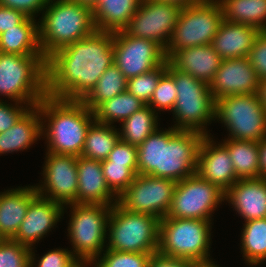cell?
Returning <instances> with one entry per match:
<instances>
[{
    "mask_svg": "<svg viewBox=\"0 0 266 267\" xmlns=\"http://www.w3.org/2000/svg\"><path fill=\"white\" fill-rule=\"evenodd\" d=\"M158 128L137 147L138 174L179 182L196 173L204 135L197 131Z\"/></svg>",
    "mask_w": 266,
    "mask_h": 267,
    "instance_id": "cell-2",
    "label": "cell"
},
{
    "mask_svg": "<svg viewBox=\"0 0 266 267\" xmlns=\"http://www.w3.org/2000/svg\"><path fill=\"white\" fill-rule=\"evenodd\" d=\"M225 201L245 222L266 218V179H239L225 193Z\"/></svg>",
    "mask_w": 266,
    "mask_h": 267,
    "instance_id": "cell-21",
    "label": "cell"
},
{
    "mask_svg": "<svg viewBox=\"0 0 266 267\" xmlns=\"http://www.w3.org/2000/svg\"><path fill=\"white\" fill-rule=\"evenodd\" d=\"M259 80L266 79V31H260L248 55Z\"/></svg>",
    "mask_w": 266,
    "mask_h": 267,
    "instance_id": "cell-43",
    "label": "cell"
},
{
    "mask_svg": "<svg viewBox=\"0 0 266 267\" xmlns=\"http://www.w3.org/2000/svg\"><path fill=\"white\" fill-rule=\"evenodd\" d=\"M107 186L118 197L138 174V167H125V164H102Z\"/></svg>",
    "mask_w": 266,
    "mask_h": 267,
    "instance_id": "cell-38",
    "label": "cell"
},
{
    "mask_svg": "<svg viewBox=\"0 0 266 267\" xmlns=\"http://www.w3.org/2000/svg\"><path fill=\"white\" fill-rule=\"evenodd\" d=\"M168 63L176 70L210 84L221 64V57L212 45H200L175 52Z\"/></svg>",
    "mask_w": 266,
    "mask_h": 267,
    "instance_id": "cell-22",
    "label": "cell"
},
{
    "mask_svg": "<svg viewBox=\"0 0 266 267\" xmlns=\"http://www.w3.org/2000/svg\"><path fill=\"white\" fill-rule=\"evenodd\" d=\"M137 159V147L119 140L108 158L102 160L101 164H125V167H137Z\"/></svg>",
    "mask_w": 266,
    "mask_h": 267,
    "instance_id": "cell-41",
    "label": "cell"
},
{
    "mask_svg": "<svg viewBox=\"0 0 266 267\" xmlns=\"http://www.w3.org/2000/svg\"><path fill=\"white\" fill-rule=\"evenodd\" d=\"M64 206L39 194L29 203L26 215L12 240L30 249L38 243L64 215Z\"/></svg>",
    "mask_w": 266,
    "mask_h": 267,
    "instance_id": "cell-18",
    "label": "cell"
},
{
    "mask_svg": "<svg viewBox=\"0 0 266 267\" xmlns=\"http://www.w3.org/2000/svg\"><path fill=\"white\" fill-rule=\"evenodd\" d=\"M42 171L43 181L34 185L36 192L63 206L77 204V156L46 152ZM41 184V185H40Z\"/></svg>",
    "mask_w": 266,
    "mask_h": 267,
    "instance_id": "cell-16",
    "label": "cell"
},
{
    "mask_svg": "<svg viewBox=\"0 0 266 267\" xmlns=\"http://www.w3.org/2000/svg\"><path fill=\"white\" fill-rule=\"evenodd\" d=\"M93 266L94 261L89 260V259H78L76 258L73 260L67 267H88V266Z\"/></svg>",
    "mask_w": 266,
    "mask_h": 267,
    "instance_id": "cell-51",
    "label": "cell"
},
{
    "mask_svg": "<svg viewBox=\"0 0 266 267\" xmlns=\"http://www.w3.org/2000/svg\"><path fill=\"white\" fill-rule=\"evenodd\" d=\"M240 238L242 256L249 266L266 261V218L246 221Z\"/></svg>",
    "mask_w": 266,
    "mask_h": 267,
    "instance_id": "cell-32",
    "label": "cell"
},
{
    "mask_svg": "<svg viewBox=\"0 0 266 267\" xmlns=\"http://www.w3.org/2000/svg\"><path fill=\"white\" fill-rule=\"evenodd\" d=\"M46 95L44 55L0 52V96L35 107Z\"/></svg>",
    "mask_w": 266,
    "mask_h": 267,
    "instance_id": "cell-5",
    "label": "cell"
},
{
    "mask_svg": "<svg viewBox=\"0 0 266 267\" xmlns=\"http://www.w3.org/2000/svg\"><path fill=\"white\" fill-rule=\"evenodd\" d=\"M177 87L174 79L165 72L159 79L157 87L147 104L157 114L161 111H172L177 97ZM161 110V111H160ZM159 111V112H158Z\"/></svg>",
    "mask_w": 266,
    "mask_h": 267,
    "instance_id": "cell-37",
    "label": "cell"
},
{
    "mask_svg": "<svg viewBox=\"0 0 266 267\" xmlns=\"http://www.w3.org/2000/svg\"><path fill=\"white\" fill-rule=\"evenodd\" d=\"M259 146V177L266 179V137L258 142Z\"/></svg>",
    "mask_w": 266,
    "mask_h": 267,
    "instance_id": "cell-47",
    "label": "cell"
},
{
    "mask_svg": "<svg viewBox=\"0 0 266 267\" xmlns=\"http://www.w3.org/2000/svg\"><path fill=\"white\" fill-rule=\"evenodd\" d=\"M68 237L72 254L78 259L95 261L107 244V224L112 209L110 205L69 204Z\"/></svg>",
    "mask_w": 266,
    "mask_h": 267,
    "instance_id": "cell-9",
    "label": "cell"
},
{
    "mask_svg": "<svg viewBox=\"0 0 266 267\" xmlns=\"http://www.w3.org/2000/svg\"><path fill=\"white\" fill-rule=\"evenodd\" d=\"M153 1H162L170 4L178 5L181 8L189 7L192 5L200 4L204 0H153Z\"/></svg>",
    "mask_w": 266,
    "mask_h": 267,
    "instance_id": "cell-48",
    "label": "cell"
},
{
    "mask_svg": "<svg viewBox=\"0 0 266 267\" xmlns=\"http://www.w3.org/2000/svg\"><path fill=\"white\" fill-rule=\"evenodd\" d=\"M115 127L95 120L88 129L80 156L99 161L107 159L120 140L119 130Z\"/></svg>",
    "mask_w": 266,
    "mask_h": 267,
    "instance_id": "cell-30",
    "label": "cell"
},
{
    "mask_svg": "<svg viewBox=\"0 0 266 267\" xmlns=\"http://www.w3.org/2000/svg\"><path fill=\"white\" fill-rule=\"evenodd\" d=\"M229 151V156L238 179L259 178L258 142L226 138L220 141Z\"/></svg>",
    "mask_w": 266,
    "mask_h": 267,
    "instance_id": "cell-28",
    "label": "cell"
},
{
    "mask_svg": "<svg viewBox=\"0 0 266 267\" xmlns=\"http://www.w3.org/2000/svg\"><path fill=\"white\" fill-rule=\"evenodd\" d=\"M113 63L129 79L163 65L165 49L157 42L129 35L125 30L114 32Z\"/></svg>",
    "mask_w": 266,
    "mask_h": 267,
    "instance_id": "cell-14",
    "label": "cell"
},
{
    "mask_svg": "<svg viewBox=\"0 0 266 267\" xmlns=\"http://www.w3.org/2000/svg\"><path fill=\"white\" fill-rule=\"evenodd\" d=\"M30 108L31 106L25 103L8 104L0 99V133L10 129Z\"/></svg>",
    "mask_w": 266,
    "mask_h": 267,
    "instance_id": "cell-42",
    "label": "cell"
},
{
    "mask_svg": "<svg viewBox=\"0 0 266 267\" xmlns=\"http://www.w3.org/2000/svg\"><path fill=\"white\" fill-rule=\"evenodd\" d=\"M224 201V191L195 173L177 182L166 217L212 221L214 210Z\"/></svg>",
    "mask_w": 266,
    "mask_h": 267,
    "instance_id": "cell-12",
    "label": "cell"
},
{
    "mask_svg": "<svg viewBox=\"0 0 266 267\" xmlns=\"http://www.w3.org/2000/svg\"><path fill=\"white\" fill-rule=\"evenodd\" d=\"M158 117L151 107L145 105L121 123L118 128L120 140L138 147L159 128Z\"/></svg>",
    "mask_w": 266,
    "mask_h": 267,
    "instance_id": "cell-31",
    "label": "cell"
},
{
    "mask_svg": "<svg viewBox=\"0 0 266 267\" xmlns=\"http://www.w3.org/2000/svg\"><path fill=\"white\" fill-rule=\"evenodd\" d=\"M30 252L28 246L12 239L0 241V267H30Z\"/></svg>",
    "mask_w": 266,
    "mask_h": 267,
    "instance_id": "cell-39",
    "label": "cell"
},
{
    "mask_svg": "<svg viewBox=\"0 0 266 267\" xmlns=\"http://www.w3.org/2000/svg\"><path fill=\"white\" fill-rule=\"evenodd\" d=\"M36 21L37 19L27 16L20 24L0 34V52L17 55H43Z\"/></svg>",
    "mask_w": 266,
    "mask_h": 267,
    "instance_id": "cell-27",
    "label": "cell"
},
{
    "mask_svg": "<svg viewBox=\"0 0 266 267\" xmlns=\"http://www.w3.org/2000/svg\"><path fill=\"white\" fill-rule=\"evenodd\" d=\"M148 267H187V260L169 258L156 253L150 259Z\"/></svg>",
    "mask_w": 266,
    "mask_h": 267,
    "instance_id": "cell-46",
    "label": "cell"
},
{
    "mask_svg": "<svg viewBox=\"0 0 266 267\" xmlns=\"http://www.w3.org/2000/svg\"><path fill=\"white\" fill-rule=\"evenodd\" d=\"M27 16L19 11L0 5V34L20 24Z\"/></svg>",
    "mask_w": 266,
    "mask_h": 267,
    "instance_id": "cell-45",
    "label": "cell"
},
{
    "mask_svg": "<svg viewBox=\"0 0 266 267\" xmlns=\"http://www.w3.org/2000/svg\"><path fill=\"white\" fill-rule=\"evenodd\" d=\"M48 0H0V5L23 12L26 16L35 18L42 13Z\"/></svg>",
    "mask_w": 266,
    "mask_h": 267,
    "instance_id": "cell-44",
    "label": "cell"
},
{
    "mask_svg": "<svg viewBox=\"0 0 266 267\" xmlns=\"http://www.w3.org/2000/svg\"><path fill=\"white\" fill-rule=\"evenodd\" d=\"M41 121L39 108L31 107L16 124L0 133V155L27 150L36 141L44 138Z\"/></svg>",
    "mask_w": 266,
    "mask_h": 267,
    "instance_id": "cell-25",
    "label": "cell"
},
{
    "mask_svg": "<svg viewBox=\"0 0 266 267\" xmlns=\"http://www.w3.org/2000/svg\"><path fill=\"white\" fill-rule=\"evenodd\" d=\"M31 248L30 267H67L76 258L72 254V249L56 248L49 250L39 260H36V254ZM37 261V264L35 263Z\"/></svg>",
    "mask_w": 266,
    "mask_h": 267,
    "instance_id": "cell-40",
    "label": "cell"
},
{
    "mask_svg": "<svg viewBox=\"0 0 266 267\" xmlns=\"http://www.w3.org/2000/svg\"><path fill=\"white\" fill-rule=\"evenodd\" d=\"M72 1L78 2L81 5H85L93 9L99 0H72Z\"/></svg>",
    "mask_w": 266,
    "mask_h": 267,
    "instance_id": "cell-52",
    "label": "cell"
},
{
    "mask_svg": "<svg viewBox=\"0 0 266 267\" xmlns=\"http://www.w3.org/2000/svg\"><path fill=\"white\" fill-rule=\"evenodd\" d=\"M153 255L105 249L94 261V267H148Z\"/></svg>",
    "mask_w": 266,
    "mask_h": 267,
    "instance_id": "cell-36",
    "label": "cell"
},
{
    "mask_svg": "<svg viewBox=\"0 0 266 267\" xmlns=\"http://www.w3.org/2000/svg\"><path fill=\"white\" fill-rule=\"evenodd\" d=\"M37 195L33 185L0 192V236L2 239H12L16 235L29 203Z\"/></svg>",
    "mask_w": 266,
    "mask_h": 267,
    "instance_id": "cell-24",
    "label": "cell"
},
{
    "mask_svg": "<svg viewBox=\"0 0 266 267\" xmlns=\"http://www.w3.org/2000/svg\"><path fill=\"white\" fill-rule=\"evenodd\" d=\"M181 9L162 1L141 0L125 31L131 36L157 42L166 49Z\"/></svg>",
    "mask_w": 266,
    "mask_h": 267,
    "instance_id": "cell-15",
    "label": "cell"
},
{
    "mask_svg": "<svg viewBox=\"0 0 266 267\" xmlns=\"http://www.w3.org/2000/svg\"><path fill=\"white\" fill-rule=\"evenodd\" d=\"M187 267H219L212 261L211 259L209 260H204V261H188L187 260Z\"/></svg>",
    "mask_w": 266,
    "mask_h": 267,
    "instance_id": "cell-49",
    "label": "cell"
},
{
    "mask_svg": "<svg viewBox=\"0 0 266 267\" xmlns=\"http://www.w3.org/2000/svg\"><path fill=\"white\" fill-rule=\"evenodd\" d=\"M160 219L154 215L130 212L118 203L112 205L107 224L106 249L156 254Z\"/></svg>",
    "mask_w": 266,
    "mask_h": 267,
    "instance_id": "cell-8",
    "label": "cell"
},
{
    "mask_svg": "<svg viewBox=\"0 0 266 267\" xmlns=\"http://www.w3.org/2000/svg\"><path fill=\"white\" fill-rule=\"evenodd\" d=\"M77 204L114 205L118 197L107 186L99 160L77 159Z\"/></svg>",
    "mask_w": 266,
    "mask_h": 267,
    "instance_id": "cell-20",
    "label": "cell"
},
{
    "mask_svg": "<svg viewBox=\"0 0 266 267\" xmlns=\"http://www.w3.org/2000/svg\"><path fill=\"white\" fill-rule=\"evenodd\" d=\"M224 19L266 31V0H218Z\"/></svg>",
    "mask_w": 266,
    "mask_h": 267,
    "instance_id": "cell-29",
    "label": "cell"
},
{
    "mask_svg": "<svg viewBox=\"0 0 266 267\" xmlns=\"http://www.w3.org/2000/svg\"><path fill=\"white\" fill-rule=\"evenodd\" d=\"M215 120L227 128L228 138L259 142L266 137V109L258 93L216 100Z\"/></svg>",
    "mask_w": 266,
    "mask_h": 267,
    "instance_id": "cell-11",
    "label": "cell"
},
{
    "mask_svg": "<svg viewBox=\"0 0 266 267\" xmlns=\"http://www.w3.org/2000/svg\"><path fill=\"white\" fill-rule=\"evenodd\" d=\"M145 105L139 98L125 91L103 102L94 111L95 120L113 126L114 122L122 123Z\"/></svg>",
    "mask_w": 266,
    "mask_h": 267,
    "instance_id": "cell-34",
    "label": "cell"
},
{
    "mask_svg": "<svg viewBox=\"0 0 266 267\" xmlns=\"http://www.w3.org/2000/svg\"><path fill=\"white\" fill-rule=\"evenodd\" d=\"M175 82L177 97L171 111L177 130L208 134L207 125L215 121V101L209 85L193 76L174 69L167 61L166 71Z\"/></svg>",
    "mask_w": 266,
    "mask_h": 267,
    "instance_id": "cell-6",
    "label": "cell"
},
{
    "mask_svg": "<svg viewBox=\"0 0 266 267\" xmlns=\"http://www.w3.org/2000/svg\"><path fill=\"white\" fill-rule=\"evenodd\" d=\"M167 71V61L155 69L127 79V91L148 104L157 87L160 77Z\"/></svg>",
    "mask_w": 266,
    "mask_h": 267,
    "instance_id": "cell-35",
    "label": "cell"
},
{
    "mask_svg": "<svg viewBox=\"0 0 266 267\" xmlns=\"http://www.w3.org/2000/svg\"><path fill=\"white\" fill-rule=\"evenodd\" d=\"M258 95L260 98V102L263 107L266 109V79L260 81Z\"/></svg>",
    "mask_w": 266,
    "mask_h": 267,
    "instance_id": "cell-50",
    "label": "cell"
},
{
    "mask_svg": "<svg viewBox=\"0 0 266 267\" xmlns=\"http://www.w3.org/2000/svg\"><path fill=\"white\" fill-rule=\"evenodd\" d=\"M211 224L212 221L199 219L162 218L157 253L191 262L211 259Z\"/></svg>",
    "mask_w": 266,
    "mask_h": 267,
    "instance_id": "cell-7",
    "label": "cell"
},
{
    "mask_svg": "<svg viewBox=\"0 0 266 267\" xmlns=\"http://www.w3.org/2000/svg\"><path fill=\"white\" fill-rule=\"evenodd\" d=\"M42 14L38 19L39 44L45 58L96 30L92 9L72 0H48Z\"/></svg>",
    "mask_w": 266,
    "mask_h": 267,
    "instance_id": "cell-4",
    "label": "cell"
},
{
    "mask_svg": "<svg viewBox=\"0 0 266 267\" xmlns=\"http://www.w3.org/2000/svg\"><path fill=\"white\" fill-rule=\"evenodd\" d=\"M259 33L256 27L224 19L211 45L222 60L248 57Z\"/></svg>",
    "mask_w": 266,
    "mask_h": 267,
    "instance_id": "cell-23",
    "label": "cell"
},
{
    "mask_svg": "<svg viewBox=\"0 0 266 267\" xmlns=\"http://www.w3.org/2000/svg\"><path fill=\"white\" fill-rule=\"evenodd\" d=\"M141 0H99L92 9L95 29L104 32L125 30Z\"/></svg>",
    "mask_w": 266,
    "mask_h": 267,
    "instance_id": "cell-26",
    "label": "cell"
},
{
    "mask_svg": "<svg viewBox=\"0 0 266 267\" xmlns=\"http://www.w3.org/2000/svg\"><path fill=\"white\" fill-rule=\"evenodd\" d=\"M196 173L225 193L239 180L228 149L220 142L216 144L210 135H205L201 140Z\"/></svg>",
    "mask_w": 266,
    "mask_h": 267,
    "instance_id": "cell-19",
    "label": "cell"
},
{
    "mask_svg": "<svg viewBox=\"0 0 266 267\" xmlns=\"http://www.w3.org/2000/svg\"><path fill=\"white\" fill-rule=\"evenodd\" d=\"M125 91H127V78L113 63L82 102L94 112L103 102Z\"/></svg>",
    "mask_w": 266,
    "mask_h": 267,
    "instance_id": "cell-33",
    "label": "cell"
},
{
    "mask_svg": "<svg viewBox=\"0 0 266 267\" xmlns=\"http://www.w3.org/2000/svg\"><path fill=\"white\" fill-rule=\"evenodd\" d=\"M260 80L248 57L222 60L209 84L214 101L231 95L258 93Z\"/></svg>",
    "mask_w": 266,
    "mask_h": 267,
    "instance_id": "cell-17",
    "label": "cell"
},
{
    "mask_svg": "<svg viewBox=\"0 0 266 267\" xmlns=\"http://www.w3.org/2000/svg\"><path fill=\"white\" fill-rule=\"evenodd\" d=\"M223 20V9L218 0H204L182 8L165 49L166 59L181 49L211 44Z\"/></svg>",
    "mask_w": 266,
    "mask_h": 267,
    "instance_id": "cell-10",
    "label": "cell"
},
{
    "mask_svg": "<svg viewBox=\"0 0 266 267\" xmlns=\"http://www.w3.org/2000/svg\"><path fill=\"white\" fill-rule=\"evenodd\" d=\"M41 116V132L47 152L79 157L84 147L94 112L82 101L65 100L46 95L37 105ZM44 120V121H43ZM46 122V123H45Z\"/></svg>",
    "mask_w": 266,
    "mask_h": 267,
    "instance_id": "cell-3",
    "label": "cell"
},
{
    "mask_svg": "<svg viewBox=\"0 0 266 267\" xmlns=\"http://www.w3.org/2000/svg\"><path fill=\"white\" fill-rule=\"evenodd\" d=\"M177 182L171 179L137 174L118 196V204L127 211L166 217Z\"/></svg>",
    "mask_w": 266,
    "mask_h": 267,
    "instance_id": "cell-13",
    "label": "cell"
},
{
    "mask_svg": "<svg viewBox=\"0 0 266 267\" xmlns=\"http://www.w3.org/2000/svg\"><path fill=\"white\" fill-rule=\"evenodd\" d=\"M114 33L95 30L46 58V92L82 101L113 64Z\"/></svg>",
    "mask_w": 266,
    "mask_h": 267,
    "instance_id": "cell-1",
    "label": "cell"
}]
</instances>
